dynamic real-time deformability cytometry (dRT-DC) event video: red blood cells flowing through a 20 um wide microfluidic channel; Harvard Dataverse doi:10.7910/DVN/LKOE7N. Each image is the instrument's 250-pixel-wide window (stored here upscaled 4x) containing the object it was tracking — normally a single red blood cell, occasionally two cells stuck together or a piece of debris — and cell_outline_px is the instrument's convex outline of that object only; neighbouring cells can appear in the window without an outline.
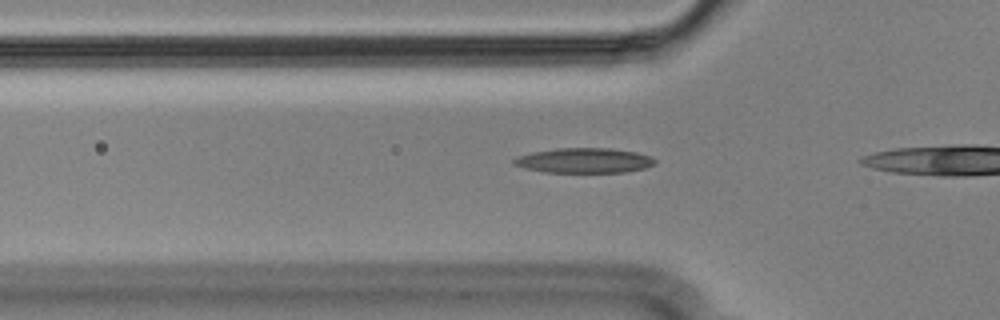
{"species": "Egyptian fruit bat (a non-hibernating species)", "species_latin": "Rousettus aegyptiacus", "temperature_condition": "cold", "stored_images_in_passage": 15, "camera_frame_rate_fps": 3000, "um_per_image_px": 0.085, "animal": {"sex": "male"}, "frame": {"image": 1, "passage_image": 13, "time_ms": 4.0, "image_size_px": [1000, 320], "cell_outline_px": [[656, 164], [644, 168], [624, 172], [544, 172], [524, 168], [512, 164], [512, 160], [516, 156], [532, 152], [556, 148], [612, 148], [636, 152], [648, 156], [656, 160]], "centroid_in_image_um": [49.61, 13.64], "position_along_channel_um": 76.2, "area_um2": 20.58}}